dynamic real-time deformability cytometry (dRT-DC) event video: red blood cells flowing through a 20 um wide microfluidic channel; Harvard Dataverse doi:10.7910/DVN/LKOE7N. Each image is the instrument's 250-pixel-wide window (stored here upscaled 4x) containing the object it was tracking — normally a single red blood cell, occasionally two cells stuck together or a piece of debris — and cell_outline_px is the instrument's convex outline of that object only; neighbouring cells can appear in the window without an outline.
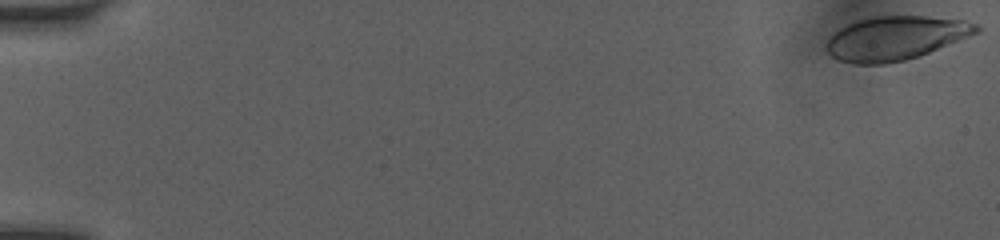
{"species": "human", "species_latin": "Homo sapiens", "temperature_condition": "room temperature", "stored_images_in_passage": 48, "camera_frame_rate_fps": 3000, "um_per_image_px": 0.085, "donor": {"sex": "female"}, "frame": {"image": 1, "passage_image": 1, "time_ms": 0.0, "image_size_px": [1000, 240], "cell_outline_px": [[980, 32], [928, 52], [904, 60], [884, 64], [852, 64], [840, 60], [832, 56], [828, 52], [828, 40], [840, 28], [856, 20], [872, 16], [928, 16], [964, 20], [976, 24], [980, 28]], "centroid_in_image_um": [76.13, 3.23], "position_along_channel_um": 8.9, "area_um2": 37.92}}
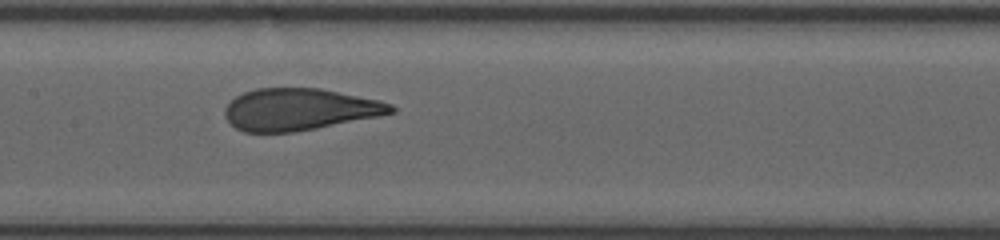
{"frame": {"image": 2, "passage_image": 27, "time_ms": 8.667, "image_size_px": [1000, 240], "cell_outline_px": [[396, 112], [380, 116], [316, 128], [292, 132], [244, 132], [236, 128], [224, 116], [224, 108], [236, 96], [244, 92], [256, 88], [320, 88], [380, 100], [392, 104], [396, 108]], "centroid_in_image_um": [25.47, 9.29], "position_along_channel_um": 181.9, "area_um2": 40.58}}
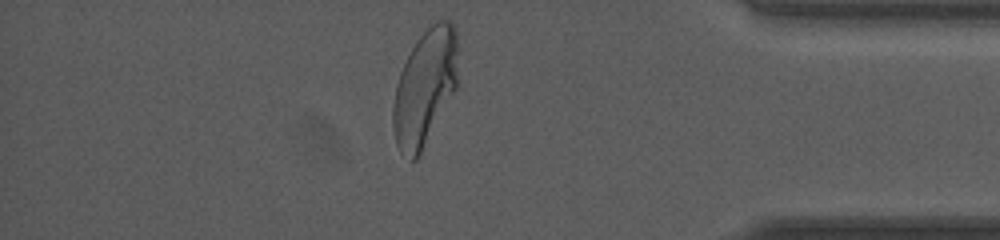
{"frame": {"image": 3, "passage_image": 45, "time_ms": 14.667, "image_size_px": [1000, 240], "cell_outline_px": [[456, 88], [416, 160], [412, 160], [400, 152], [396, 144], [392, 128], [392, 108], [396, 84], [400, 72], [412, 48], [420, 36], [436, 20], [448, 20], [456, 28]], "centroid_in_image_um": [36.08, 7.44], "position_along_channel_um": 399.1, "area_um2": 43.18}, "authors_computed_cell_mechanics": {"area_um2": 41.3848, "velocity_mm_per_s": 4.0458, "shape_relaxation_time_tau1_ms": 6.6438, "shape_relaxation_time_tau2_ms": null, "deformation_change_tau1": 0.2406, "deformation_change_tau2": null}}